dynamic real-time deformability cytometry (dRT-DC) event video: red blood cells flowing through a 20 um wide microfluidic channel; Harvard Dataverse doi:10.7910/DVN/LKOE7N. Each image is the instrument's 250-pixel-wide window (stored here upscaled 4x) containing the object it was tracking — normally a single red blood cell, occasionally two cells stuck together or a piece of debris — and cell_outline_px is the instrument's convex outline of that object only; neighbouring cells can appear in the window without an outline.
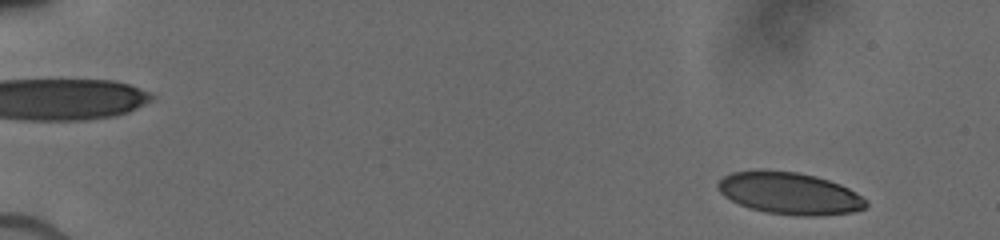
{"species": "human", "species_latin": "Homo sapiens", "temperature_condition": "cold", "stored_images_in_passage": 19, "camera_frame_rate_fps": 3000, "um_per_image_px": 0.085, "donor": {"sex": "male"}, "frame": {"image": 1, "passage_image": 3, "time_ms": 0.667, "image_size_px": [1000, 240], "cell_outline_px": [[868, 204], [864, 208], [852, 212], [824, 216], [796, 216], [764, 212], [748, 208], [724, 196], [720, 192], [716, 184], [724, 176], [732, 172], [760, 168], [796, 172], [816, 176], [840, 184], [848, 188], [868, 200]], "centroid_in_image_um": [67.1, 16.42], "position_along_channel_um": 17.9, "area_um2": 36.76}}
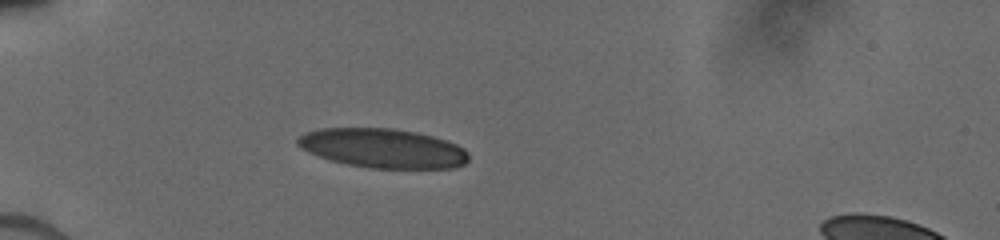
{"frame": {"image": 2, "passage_image": 14, "time_ms": 4.667, "image_size_px": [1000, 240], "cell_outline_px": [[468, 160], [464, 164], [456, 168], [372, 168], [348, 164], [328, 160], [308, 152], [300, 148], [296, 144], [296, 140], [304, 132], [320, 128], [392, 128], [416, 132], [448, 140], [464, 148], [468, 152]], "centroid_in_image_um": [32.53, 12.6], "position_along_channel_um": 52.5, "area_um2": 39.42}}
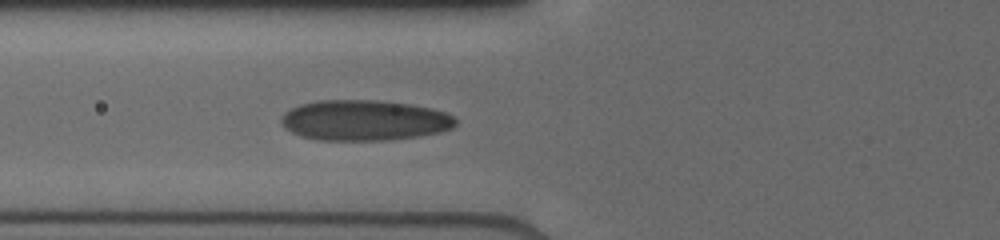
{"frame": {"image": 3, "passage_image": 19, "time_ms": 6.333, "image_size_px": [1000, 240], "cell_outline_px": [[456, 124], [452, 128], [440, 132], [420, 136], [388, 140], [320, 140], [300, 136], [284, 128], [280, 124], [280, 116], [284, 112], [300, 104], [320, 100], [376, 100], [408, 104], [432, 108], [444, 112], [452, 116], [456, 120]], "centroid_in_image_um": [30.93, 10.23], "position_along_channel_um": 94.9, "area_um2": 41.33}}